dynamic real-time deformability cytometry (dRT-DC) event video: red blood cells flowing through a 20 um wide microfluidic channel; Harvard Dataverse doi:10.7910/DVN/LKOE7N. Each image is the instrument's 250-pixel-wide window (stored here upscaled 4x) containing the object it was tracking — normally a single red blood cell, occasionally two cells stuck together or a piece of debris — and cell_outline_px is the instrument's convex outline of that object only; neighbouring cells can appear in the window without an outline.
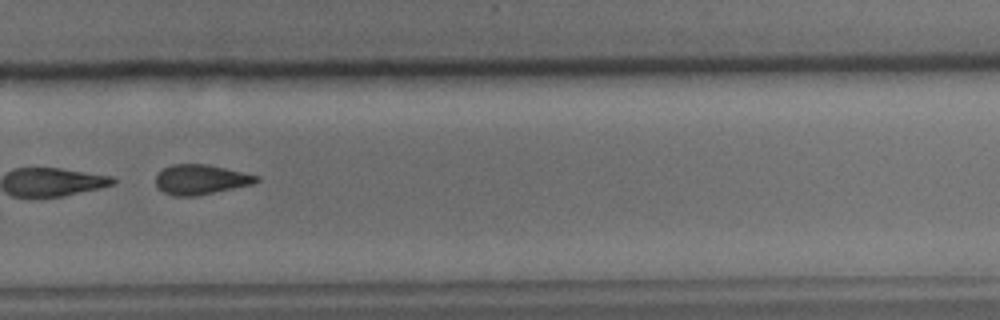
{"species": "common noctule bat (a hibernating species)", "species_latin": "Nyctalus noctula", "temperature_condition": "cold", "stored_images_in_passage": 42, "segment_of_instrument_passage": [2, 2], "camera_frame_rate_fps": 3000, "um_per_image_px": 0.085, "animal": {"sex": "male", "body_mass_g": 15.6}, "frame": {"image": 1, "passage_image": 35, "time_ms": 11.333, "image_size_px": [1000, 320], "cell_outline_px": [[260, 180], [252, 184], [196, 196], [172, 196], [156, 188], [156, 176], [164, 168], [172, 164], [208, 164], [244, 172], [260, 176]], "centroid_in_image_um": [17.06, 15.26], "position_along_channel_um": 312.7, "area_um2": 17.57}}